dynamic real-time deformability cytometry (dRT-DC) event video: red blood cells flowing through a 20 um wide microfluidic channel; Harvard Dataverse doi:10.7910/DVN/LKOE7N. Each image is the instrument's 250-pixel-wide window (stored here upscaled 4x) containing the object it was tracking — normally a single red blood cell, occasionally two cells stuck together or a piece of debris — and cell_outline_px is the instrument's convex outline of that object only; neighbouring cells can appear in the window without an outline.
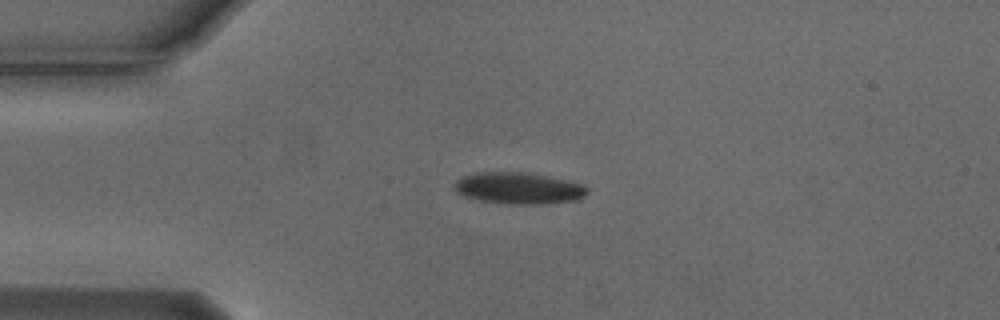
{"species": "Egyptian fruit bat (a non-hibernating species)", "species_latin": "Rousettus aegyptiacus", "temperature_condition": "cold", "stored_images_in_passage": 31, "camera_frame_rate_fps": 3000, "um_per_image_px": 0.085, "animal": {"sex": "male"}, "frame": {"image": 1, "passage_image": 1, "time_ms": 0.0, "image_size_px": [1000, 320], "cell_outline_px": [[588, 192], [584, 196], [576, 200], [540, 204], [508, 204], [480, 200], [464, 196], [456, 192], [452, 188], [456, 180], [460, 176], [472, 172], [520, 172], [548, 176], [584, 184], [588, 188]], "centroid_in_image_um": [44.03, 15.99], "position_along_channel_um": 41.0, "area_um2": 24.62}}
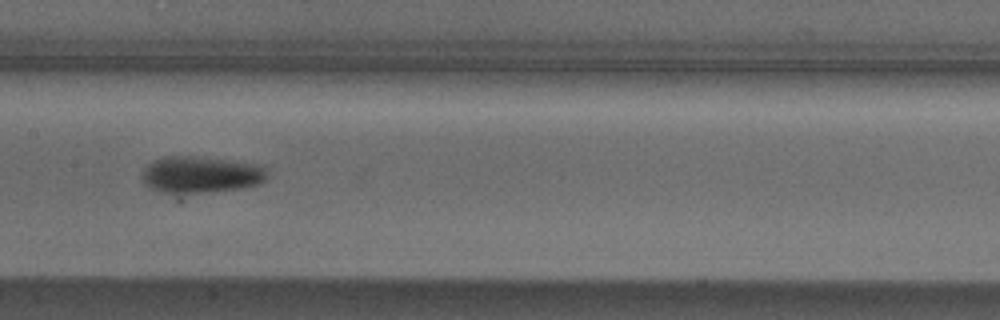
{"frame": {"image": 2, "passage_image": 15, "time_ms": 4.667, "image_size_px": [1000, 320], "cell_outline_px": [[268, 176], [260, 184], [244, 188], [204, 192], [164, 192], [152, 188], [144, 180], [144, 168], [152, 160], [164, 156], [192, 156], [228, 160], [256, 164], [268, 168]], "centroid_in_image_um": [17.14, 14.82], "position_along_channel_um": 190.3, "area_um2": 26.41}}
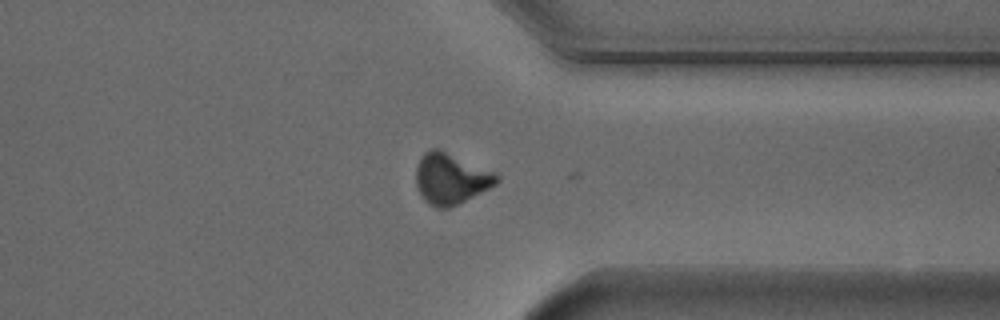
{"frame": {"image": 3, "passage_image": 30, "time_ms": 9.667, "image_size_px": [1000, 320], "cell_outline_px": [[500, 180], [496, 184], [448, 208], [436, 208], [424, 200], [416, 188], [416, 168], [420, 156], [424, 152], [432, 148], [436, 148], [496, 172], [500, 176]], "centroid_in_image_um": [38.29, 15.17], "position_along_channel_um": 373.1, "area_um2": 23.7}, "authors_computed_cell_mechanics": {"area_um2": 25.6054, "velocity_mm_per_s": 3.7319, "shape_relaxation_time_tau1_ms": 2.1708, "shape_relaxation_time_tau2_ms": null, "deformation_change_tau1": 0.0958, "deformation_change_tau2": null}}